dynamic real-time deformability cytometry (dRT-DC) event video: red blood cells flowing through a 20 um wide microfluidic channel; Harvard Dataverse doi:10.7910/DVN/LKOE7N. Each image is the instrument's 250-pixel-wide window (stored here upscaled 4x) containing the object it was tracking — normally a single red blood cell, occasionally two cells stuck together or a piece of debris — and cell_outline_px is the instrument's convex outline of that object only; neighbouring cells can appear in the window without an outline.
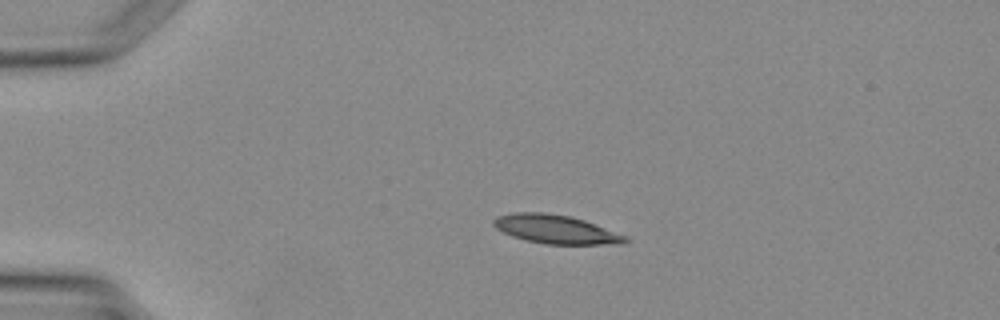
{"species": "Egyptian fruit bat (a non-hibernating species)", "species_latin": "Rousettus aegyptiacus", "temperature_condition": "warm", "stored_images_in_passage": 3, "camera_frame_rate_fps": 3000, "um_per_image_px": 0.085, "animal": {"sex": "female"}, "frame": {"image": 1, "passage_image": 2, "time_ms": 1.0, "image_size_px": [1000, 320], "cell_outline_px": [[632, 240], [624, 244], [548, 244], [528, 240], [512, 236], [496, 228], [492, 224], [492, 220], [496, 216], [512, 212], [544, 212], [568, 216], [584, 220], [628, 236]], "centroid_in_image_um": [47.27, 19.48], "position_along_channel_um": 37.7, "area_um2": 22.08}}